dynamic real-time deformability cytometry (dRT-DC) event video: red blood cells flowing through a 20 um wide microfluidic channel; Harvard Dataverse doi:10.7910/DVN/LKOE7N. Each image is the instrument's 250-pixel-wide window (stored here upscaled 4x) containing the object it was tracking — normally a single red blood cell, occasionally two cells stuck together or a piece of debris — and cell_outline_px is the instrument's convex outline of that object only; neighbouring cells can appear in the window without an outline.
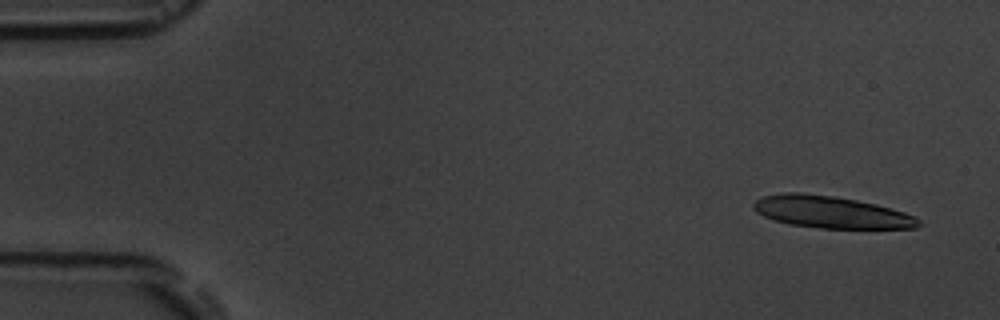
{"species": "common noctule bat (a hibernating species)", "species_latin": "Nyctalus noctula", "temperature_condition": "room temperature", "stored_images_in_passage": 4, "camera_frame_rate_fps": 3000, "um_per_image_px": 0.085, "animal": {"sex": "male", "body_mass_g": 19.5, "forearm_length_mm": 54.6}, "frame": {"image": 1, "passage_image": 1, "time_ms": 0.0, "image_size_px": [1000, 320], "cell_outline_px": [[924, 224], [916, 228], [820, 228], [792, 224], [776, 220], [764, 216], [756, 212], [752, 208], [752, 204], [756, 200], [764, 196], [784, 192], [800, 192], [836, 196], [876, 204], [904, 212], [916, 216]], "centroid_in_image_um": [70.67, 18.02], "position_along_channel_um": 14.3, "area_um2": 30.81}}